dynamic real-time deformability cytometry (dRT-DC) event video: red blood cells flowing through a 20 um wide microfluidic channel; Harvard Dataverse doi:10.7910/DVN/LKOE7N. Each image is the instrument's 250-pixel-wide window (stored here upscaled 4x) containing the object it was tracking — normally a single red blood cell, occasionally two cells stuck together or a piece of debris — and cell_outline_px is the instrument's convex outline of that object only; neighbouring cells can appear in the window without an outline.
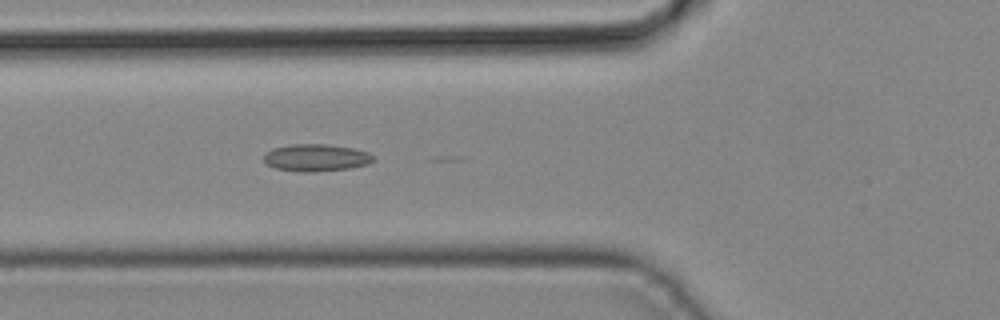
{"species": "common noctule bat (a hibernating species)", "species_latin": "Nyctalus noctula", "temperature_condition": "cold", "stored_images_in_passage": 43, "camera_frame_rate_fps": 3000, "um_per_image_px": 0.085, "animal": {"sex": "male", "body_mass_g": 19.2, "forearm_length_mm": 51.8}, "frame": {"image": 1, "passage_image": 15, "time_ms": 4.667, "image_size_px": [1000, 320], "cell_outline_px": [[372, 160], [368, 164], [352, 168], [308, 172], [300, 172], [276, 168], [268, 164], [264, 160], [264, 156], [272, 148], [292, 144], [328, 144], [352, 148], [368, 152], [372, 156]], "centroid_in_image_um": [26.87, 13.4], "position_along_channel_um": 98.9, "area_um2": 17.17}}
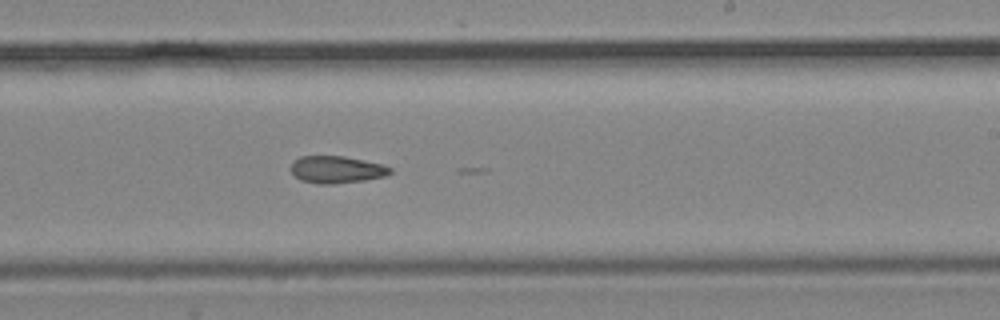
{"frame": {"image": 2, "passage_image": 25, "time_ms": 8.0, "image_size_px": [1000, 320], "cell_outline_px": [[392, 172], [388, 176], [364, 180], [332, 184], [316, 184], [300, 180], [292, 172], [292, 164], [300, 156], [344, 156], [384, 164], [392, 168]], "centroid_in_image_um": [28.67, 14.42], "position_along_channel_um": 260.3, "area_um2": 15.78}}
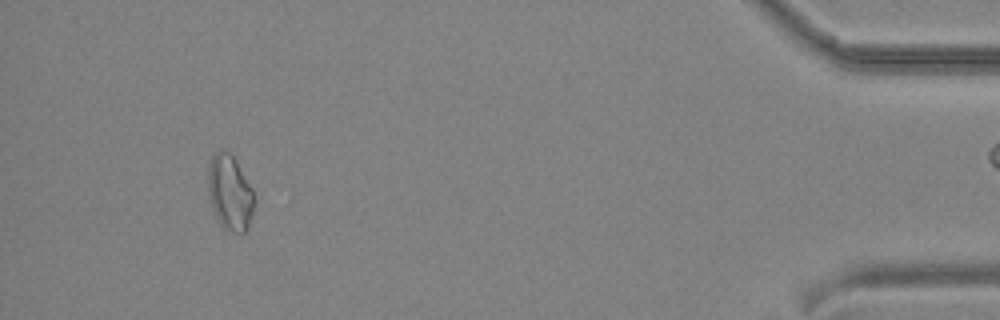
{"frame": {"image": 3, "passage_image": 39, "time_ms": 12.667, "image_size_px": [1000, 320], "cell_outline_px": [[252, 216], [248, 228], [244, 232], [232, 232], [224, 228], [220, 224], [212, 208], [208, 196], [208, 164], [212, 152], [228, 152], [236, 160], [252, 188]], "centroid_in_image_um": [19.5, 16.37], "position_along_channel_um": 415.7, "area_um2": 20.06}}